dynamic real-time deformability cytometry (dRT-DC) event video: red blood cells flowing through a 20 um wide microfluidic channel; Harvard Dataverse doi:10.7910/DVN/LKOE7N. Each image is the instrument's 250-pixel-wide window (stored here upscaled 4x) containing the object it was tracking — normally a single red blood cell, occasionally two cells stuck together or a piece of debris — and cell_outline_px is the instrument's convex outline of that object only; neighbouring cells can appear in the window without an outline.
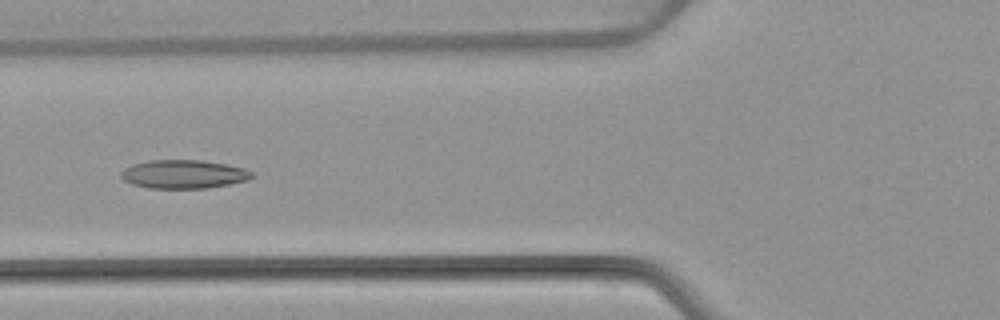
{"species": "common noctule bat (a hibernating species)", "species_latin": "Nyctalus noctula", "temperature_condition": "warm", "stored_images_in_passage": 6, "camera_frame_rate_fps": 3000, "um_per_image_px": 0.085, "animal": {"sex": "female", "body_mass_g": 22.7, "forearm_length_mm": 54.2}, "frame": {"image": 1, "passage_image": 5, "time_ms": 5.0, "image_size_px": [1000, 320], "cell_outline_px": [[252, 176], [248, 180], [208, 188], [148, 188], [132, 184], [124, 180], [120, 176], [120, 172], [124, 168], [132, 164], [148, 160], [200, 160], [228, 164], [244, 168], [252, 172]], "centroid_in_image_um": [15.58, 14.8], "position_along_channel_um": 110.2, "area_um2": 21.85}}
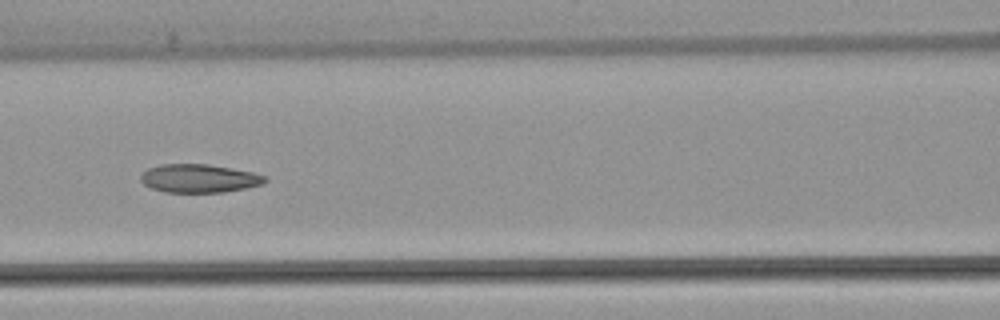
{"frame": {"image": 2, "passage_image": 6, "time_ms": 6.0, "image_size_px": [1000, 320], "cell_outline_px": [[268, 180], [264, 184], [224, 192], [164, 192], [152, 188], [144, 184], [140, 180], [140, 176], [148, 168], [160, 164], [208, 164], [252, 172], [264, 176]], "centroid_in_image_um": [16.91, 15.16], "position_along_channel_um": 149.7, "area_um2": 20.46}}